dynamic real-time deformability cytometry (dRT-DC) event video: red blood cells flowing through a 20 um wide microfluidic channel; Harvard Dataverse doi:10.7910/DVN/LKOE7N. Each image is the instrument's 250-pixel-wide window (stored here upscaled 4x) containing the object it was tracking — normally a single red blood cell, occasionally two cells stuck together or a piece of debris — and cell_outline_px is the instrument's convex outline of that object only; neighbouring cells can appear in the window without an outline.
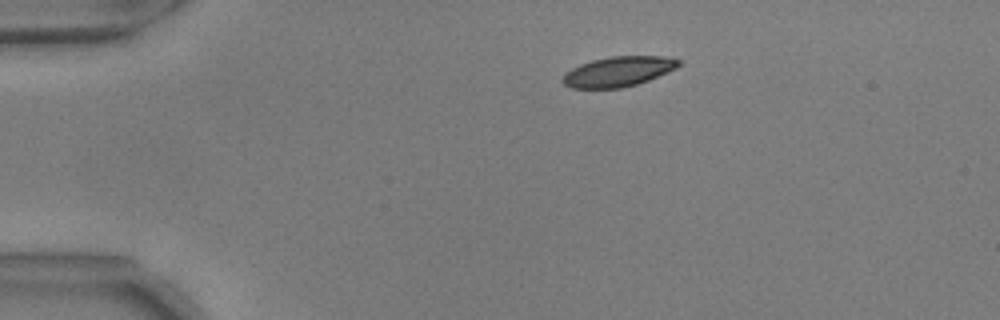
{"species": "common noctule bat (a hibernating species)", "species_latin": "Nyctalus noctula", "temperature_condition": "warm", "stored_images_in_passage": 8, "camera_frame_rate_fps": 3000, "um_per_image_px": 0.085, "animal": {"sex": "male", "body_mass_g": 17.9, "forearm_length_mm": 54.2}, "frame": {"image": 1, "passage_image": 1, "time_ms": 0.0, "image_size_px": [1000, 320], "cell_outline_px": [[680, 64], [676, 68], [668, 72], [648, 80], [636, 84], [620, 88], [572, 88], [564, 84], [560, 80], [564, 72], [580, 64], [592, 60], [608, 56], [668, 56], [680, 60]], "centroid_in_image_um": [52.53, 6.07], "position_along_channel_um": 32.5, "area_um2": 20.4}}